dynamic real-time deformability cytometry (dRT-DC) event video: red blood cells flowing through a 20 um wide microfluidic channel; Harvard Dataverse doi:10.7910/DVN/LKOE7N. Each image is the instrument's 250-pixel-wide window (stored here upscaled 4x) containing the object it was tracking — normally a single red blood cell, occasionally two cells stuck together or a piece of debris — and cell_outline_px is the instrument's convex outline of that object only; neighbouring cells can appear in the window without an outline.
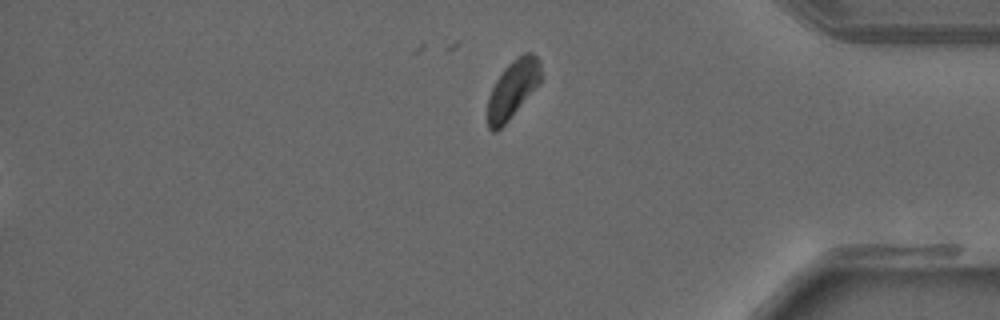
{"species": "common noctule bat (a hibernating species)", "species_latin": "Nyctalus noctula", "temperature_condition": "warm", "stored_images_in_passage": 43, "segment_of_instrument_passage": [2, 2], "camera_frame_rate_fps": 3000, "um_per_image_px": 0.085, "animal": {"sex": "male", "forearm_length_mm": 52.5}, "frame": {"image": 1, "passage_image": 43, "time_ms": 14.0, "image_size_px": [1000, 320], "cell_outline_px": [[540, 84], [508, 120], [496, 132], [492, 132], [488, 128], [488, 96], [496, 80], [504, 68], [516, 56], [524, 52], [532, 52], [540, 60]], "centroid_in_image_um": [43.59, 7.55], "position_along_channel_um": 391.6, "area_um2": 17.98}}